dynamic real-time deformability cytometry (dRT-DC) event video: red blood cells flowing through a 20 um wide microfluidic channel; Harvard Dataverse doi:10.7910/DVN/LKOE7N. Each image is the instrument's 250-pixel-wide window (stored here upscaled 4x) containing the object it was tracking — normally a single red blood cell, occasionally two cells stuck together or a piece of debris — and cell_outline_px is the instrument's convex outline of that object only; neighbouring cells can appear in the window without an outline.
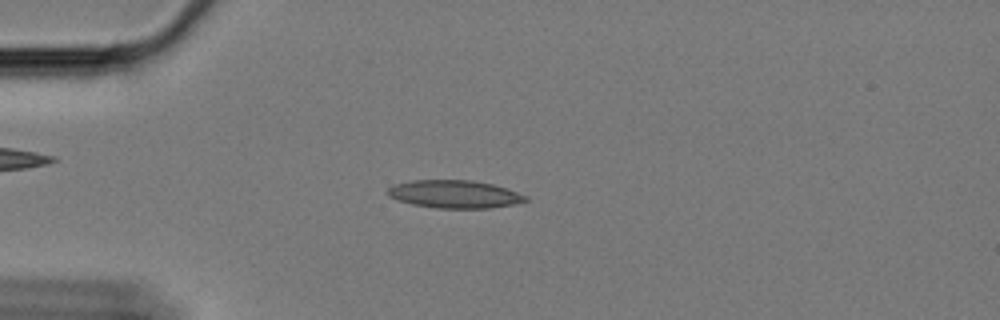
{"species": "Egyptian fruit bat (a non-hibernating species)", "species_latin": "Rousettus aegyptiacus", "temperature_condition": "cold", "stored_images_in_passage": 60, "camera_frame_rate_fps": 3000, "um_per_image_px": 0.085, "animal": {"sex": "female"}, "frame": {"image": 1, "passage_image": 16, "time_ms": 5.0, "image_size_px": [1000, 320], "cell_outline_px": [[528, 200], [516, 204], [488, 208], [436, 208], [412, 204], [396, 200], [388, 196], [388, 188], [392, 184], [412, 180], [472, 180], [492, 184], [528, 196]], "centroid_in_image_um": [38.6, 16.5], "position_along_channel_um": 46.4, "area_um2": 22.43}}
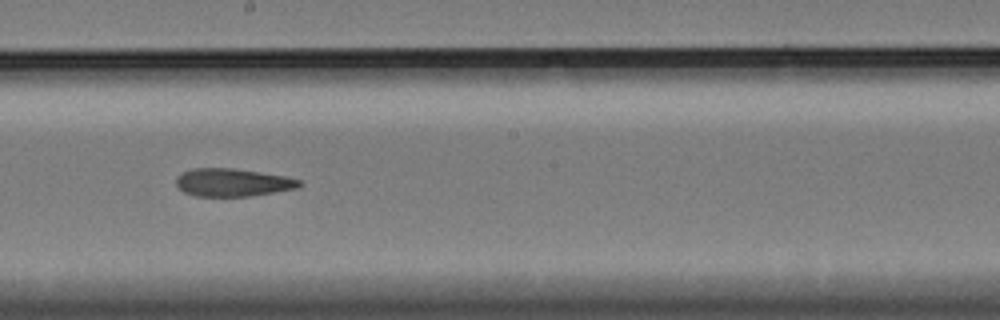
{"frame": {"image": 2, "passage_image": 34, "time_ms": 11.0, "image_size_px": [1000, 320], "cell_outline_px": [[304, 184], [296, 188], [248, 196], [196, 196], [184, 192], [176, 184], [176, 180], [184, 172], [192, 168], [232, 168], [284, 176], [300, 180]], "centroid_in_image_um": [19.77, 15.51], "position_along_channel_um": 228.4, "area_um2": 19.65}}
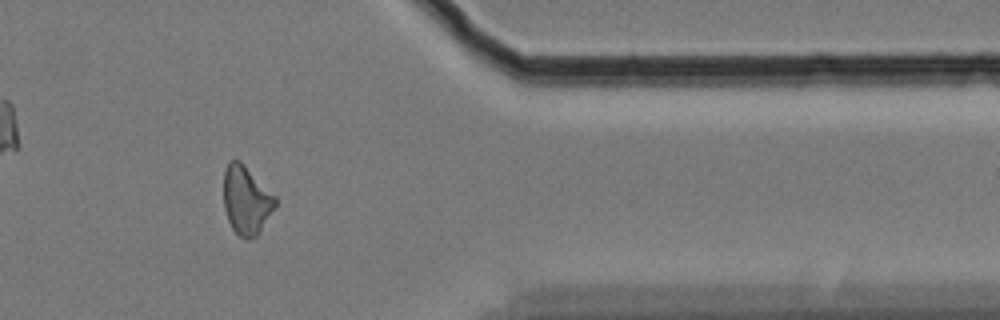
{"frame": {"image": 3, "passage_image": 50, "time_ms": 16.333, "image_size_px": [1000, 320], "cell_outline_px": [[276, 204], [260, 232], [256, 236], [248, 240], [244, 240], [232, 228], [228, 220], [224, 208], [224, 168], [228, 160], [240, 160], [276, 196]], "centroid_in_image_um": [20.92, 17.0], "position_along_channel_um": 390.5, "area_um2": 20.69}, "authors_computed_cell_mechanics": {"area_um2": 20.6346, "velocity_mm_per_s": 3.3436, "shape_relaxation_time_tau1_ms": null, "shape_relaxation_time_tau2_ms": 2.6985, "deformation_change_tau1": null, "deformation_change_tau2": 0.121}}